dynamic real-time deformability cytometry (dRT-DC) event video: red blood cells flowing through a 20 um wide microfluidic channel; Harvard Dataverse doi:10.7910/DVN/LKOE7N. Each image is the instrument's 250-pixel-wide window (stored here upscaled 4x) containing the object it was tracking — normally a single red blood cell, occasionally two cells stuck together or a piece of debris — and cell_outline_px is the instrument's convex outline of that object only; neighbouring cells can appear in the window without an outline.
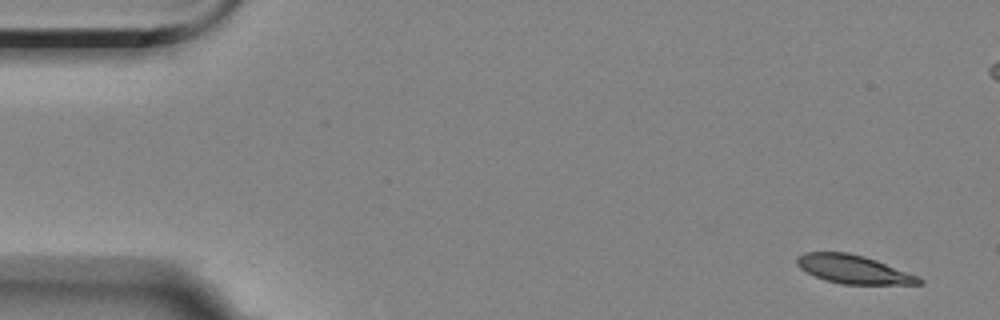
{"species": "Egyptian fruit bat (a non-hibernating species)", "species_latin": "Rousettus aegyptiacus", "temperature_condition": "room temperature", "stored_images_in_passage": 5, "camera_frame_rate_fps": 3000, "um_per_image_px": 0.085, "animal": {"sex": "female"}, "frame": {"image": 1, "passage_image": 1, "time_ms": 0.0, "image_size_px": [1000, 320], "cell_outline_px": [[924, 284], [840, 284], [824, 280], [800, 268], [796, 264], [796, 256], [804, 252], [848, 252], [864, 256], [876, 260], [920, 276], [924, 280]], "centroid_in_image_um": [72.56, 22.89], "position_along_channel_um": 12.4, "area_um2": 20.4}}